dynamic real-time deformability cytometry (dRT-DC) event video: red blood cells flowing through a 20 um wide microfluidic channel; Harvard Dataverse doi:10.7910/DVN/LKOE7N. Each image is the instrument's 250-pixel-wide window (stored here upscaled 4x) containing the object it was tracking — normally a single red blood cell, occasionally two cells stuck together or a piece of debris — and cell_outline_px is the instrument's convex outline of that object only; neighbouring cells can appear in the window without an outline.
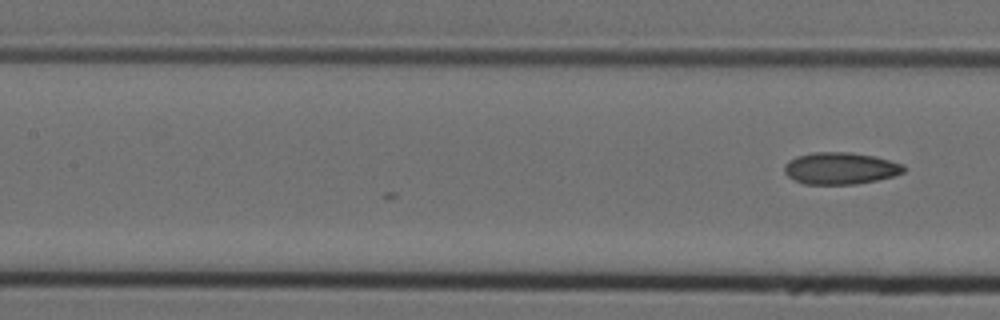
{"species": "Egyptian fruit bat (a non-hibernating species)", "species_latin": "Rousettus aegyptiacus", "temperature_condition": "cold", "stored_images_in_passage": 9, "camera_frame_rate_fps": 3000, "um_per_image_px": 0.085, "animal": {"sex": "female"}, "frame": {"image": 1, "passage_image": 9, "time_ms": 2.667, "image_size_px": [1000, 320], "cell_outline_px": [[908, 168], [904, 172], [892, 176], [876, 180], [856, 184], [804, 184], [792, 180], [784, 172], [784, 164], [788, 160], [796, 156], [812, 152], [848, 152], [876, 156], [904, 164]], "centroid_in_image_um": [71.42, 14.3], "position_along_channel_um": 136.0, "area_um2": 22.48}}